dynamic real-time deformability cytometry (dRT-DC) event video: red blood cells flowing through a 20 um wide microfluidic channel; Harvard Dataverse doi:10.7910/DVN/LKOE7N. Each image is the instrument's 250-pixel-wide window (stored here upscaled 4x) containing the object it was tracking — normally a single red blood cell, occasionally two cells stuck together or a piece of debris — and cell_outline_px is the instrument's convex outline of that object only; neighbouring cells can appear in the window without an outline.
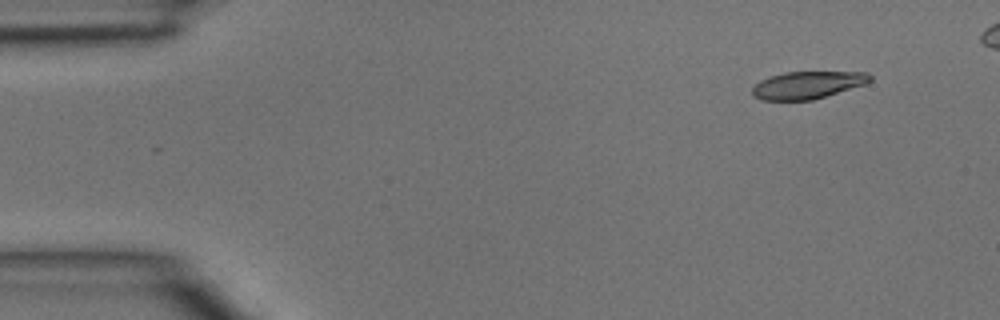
{"species": "common noctule bat (a hibernating species)", "species_latin": "Nyctalus noctula", "temperature_condition": "room temperature", "stored_images_in_passage": 4, "camera_frame_rate_fps": 3000, "um_per_image_px": 0.085, "animal": {"sex": "male", "body_mass_g": 15.6}, "frame": {"image": 1, "passage_image": 1, "time_ms": 0.0, "image_size_px": [1000, 320], "cell_outline_px": [[872, 80], [868, 84], [812, 100], [760, 100], [752, 96], [752, 88], [760, 80], [784, 72], [868, 72], [872, 76]], "centroid_in_image_um": [68.67, 7.23], "position_along_channel_um": 16.3, "area_um2": 18.96}}